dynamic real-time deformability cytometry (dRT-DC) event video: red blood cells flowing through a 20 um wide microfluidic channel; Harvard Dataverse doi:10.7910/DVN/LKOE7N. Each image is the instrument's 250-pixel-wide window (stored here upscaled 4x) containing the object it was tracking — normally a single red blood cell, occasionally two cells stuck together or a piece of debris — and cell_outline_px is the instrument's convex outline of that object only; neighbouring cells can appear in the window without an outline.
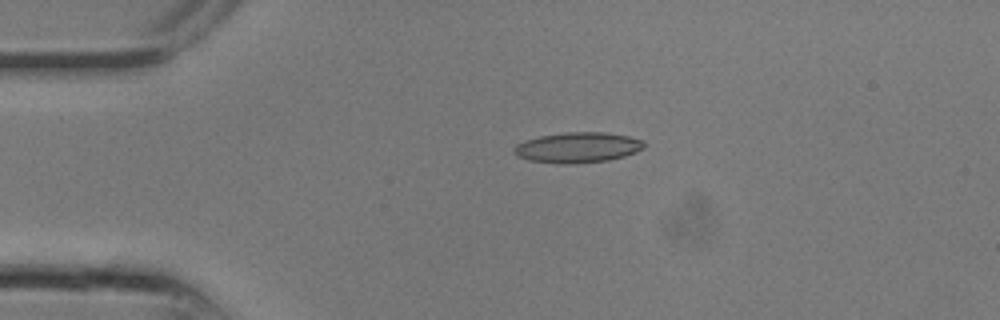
{"species": "common noctule bat (a hibernating species)", "species_latin": "Nyctalus noctula", "temperature_condition": "room temperature", "stored_images_in_passage": 4, "camera_frame_rate_fps": 3000, "um_per_image_px": 0.085, "animal": {"sex": "male", "body_mass_g": 13.3}, "frame": {"image": 1, "passage_image": 2, "time_ms": 0.333, "image_size_px": [1000, 320], "cell_outline_px": [[644, 148], [636, 152], [624, 156], [608, 160], [576, 164], [556, 164], [528, 160], [516, 156], [512, 152], [512, 148], [516, 144], [524, 140], [540, 136], [564, 132], [604, 132], [628, 136], [644, 140]], "centroid_in_image_um": [49.06, 12.54], "position_along_channel_um": 35.9, "area_um2": 23.41}}